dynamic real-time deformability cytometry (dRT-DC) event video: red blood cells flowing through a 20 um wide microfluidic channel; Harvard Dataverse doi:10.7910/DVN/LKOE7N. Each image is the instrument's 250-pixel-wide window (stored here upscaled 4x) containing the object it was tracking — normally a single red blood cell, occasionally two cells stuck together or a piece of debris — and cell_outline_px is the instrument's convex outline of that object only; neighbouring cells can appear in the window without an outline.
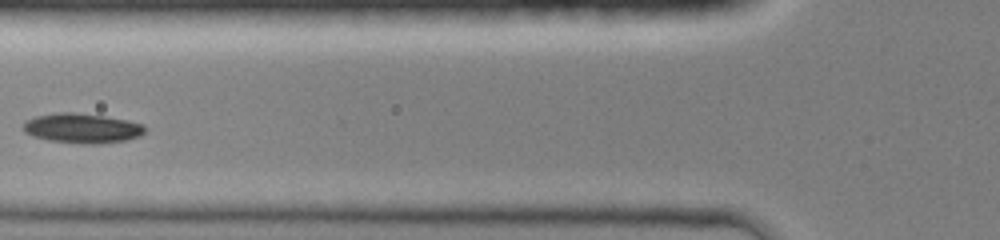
{"species": "common noctule bat (a hibernating species)", "species_latin": "Nyctalus noctula", "temperature_condition": "room temperature", "stored_images_in_passage": 9, "camera_frame_rate_fps": 3000, "um_per_image_px": 0.085, "animal": {"sex": "female", "body_mass_g": 19.0, "forearm_length_mm": 51.5}, "frame": {"image": 1, "passage_image": 7, "time_ms": 2.0, "image_size_px": [1000, 240], "cell_outline_px": [[144, 132], [140, 136], [128, 140], [96, 144], [88, 144], [48, 140], [32, 136], [24, 132], [24, 124], [28, 120], [36, 116], [56, 112], [72, 112], [104, 116], [128, 120], [144, 124]], "centroid_in_image_um": [7.0, 10.9], "position_along_channel_um": 118.8, "area_um2": 21.04}}